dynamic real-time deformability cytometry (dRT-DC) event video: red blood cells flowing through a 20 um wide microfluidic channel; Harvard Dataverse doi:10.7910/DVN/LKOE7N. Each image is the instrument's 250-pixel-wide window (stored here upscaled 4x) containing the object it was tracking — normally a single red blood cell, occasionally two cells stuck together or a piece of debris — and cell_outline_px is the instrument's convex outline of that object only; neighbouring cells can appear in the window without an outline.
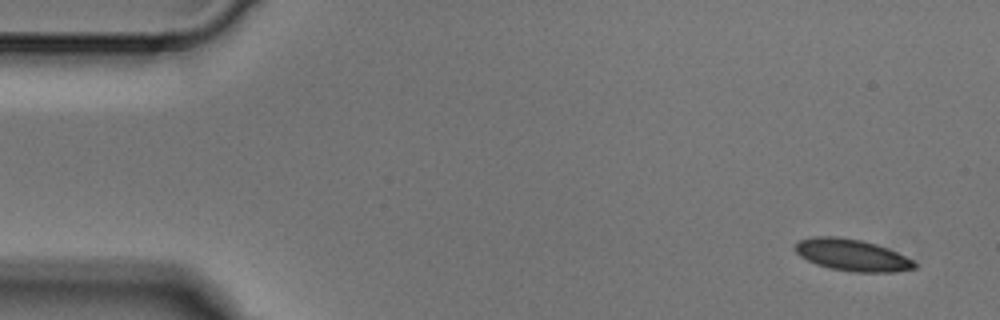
{"species": "Egyptian fruit bat (a non-hibernating species)", "species_latin": "Rousettus aegyptiacus", "temperature_condition": "cold", "stored_images_in_passage": 4, "camera_frame_rate_fps": 3000, "um_per_image_px": 0.085, "animal": {"sex": "male"}, "frame": {"image": 1, "passage_image": 1, "time_ms": 0.0, "image_size_px": [1000, 320], "cell_outline_px": [[916, 268], [892, 272], [852, 272], [832, 268], [816, 264], [800, 256], [796, 252], [796, 244], [800, 240], [812, 236], [836, 236], [860, 240], [876, 244], [888, 248], [912, 260], [916, 264]], "centroid_in_image_um": [72.42, 21.67], "position_along_channel_um": 12.6, "area_um2": 21.85}}
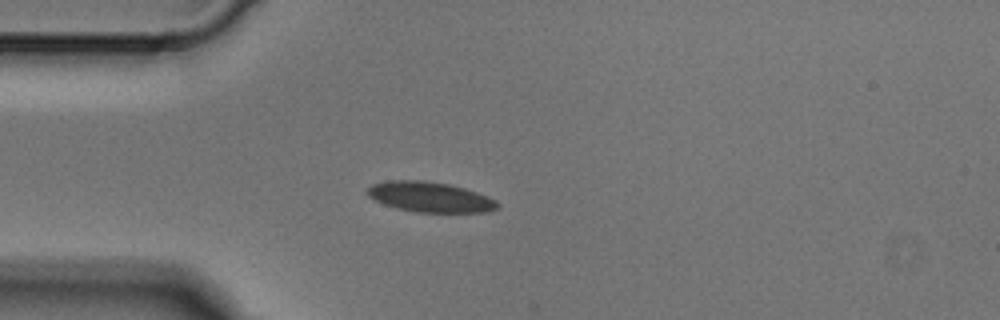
{"frame": {"image": 2, "passage_image": 3, "time_ms": 0.667, "image_size_px": [1000, 320], "cell_outline_px": [[500, 204], [496, 208], [488, 212], [416, 212], [396, 208], [384, 204], [368, 196], [364, 192], [372, 184], [388, 180], [424, 180], [448, 184], [464, 188], [476, 192], [496, 200]], "centroid_in_image_um": [36.52, 16.74], "position_along_channel_um": 48.5, "area_um2": 22.89}}